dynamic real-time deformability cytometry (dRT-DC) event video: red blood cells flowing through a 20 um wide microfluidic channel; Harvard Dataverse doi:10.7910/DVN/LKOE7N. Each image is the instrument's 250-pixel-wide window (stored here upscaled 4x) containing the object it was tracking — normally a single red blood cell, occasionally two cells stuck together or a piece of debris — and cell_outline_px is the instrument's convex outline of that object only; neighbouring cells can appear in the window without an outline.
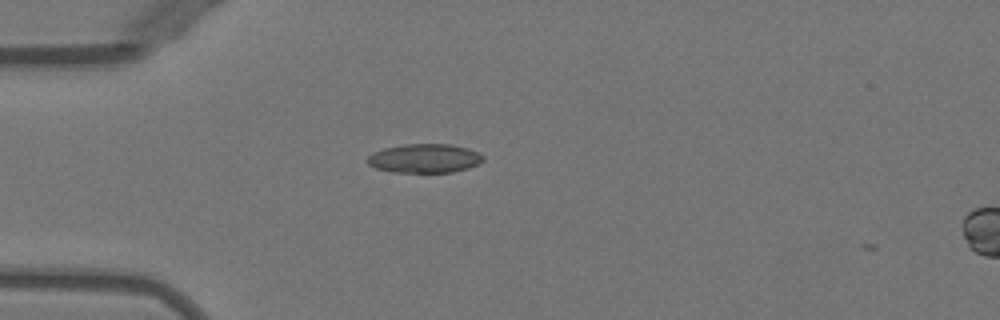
{"species": "Egyptian fruit bat (a non-hibernating species)", "species_latin": "Rousettus aegyptiacus", "temperature_condition": "warm", "stored_images_in_passage": 4, "camera_frame_rate_fps": 3000, "um_per_image_px": 0.085, "animal": {"sex": "female"}, "frame": {"image": 1, "passage_image": 2, "time_ms": 0.333, "image_size_px": [1000, 320], "cell_outline_px": [[484, 160], [468, 168], [452, 172], [392, 172], [376, 168], [368, 164], [364, 160], [372, 152], [384, 148], [404, 144], [448, 144], [468, 148], [484, 156]], "centroid_in_image_um": [36.04, 13.46], "position_along_channel_um": 49.0, "area_um2": 19.54}}